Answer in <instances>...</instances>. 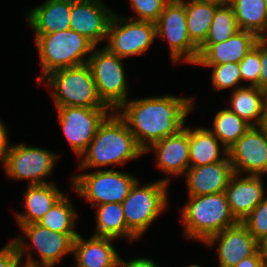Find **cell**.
I'll return each mask as SVG.
<instances>
[{
	"mask_svg": "<svg viewBox=\"0 0 267 267\" xmlns=\"http://www.w3.org/2000/svg\"><path fill=\"white\" fill-rule=\"evenodd\" d=\"M193 108L192 97L165 95L131 100L124 103L117 114L146 151L153 143L183 129L186 116Z\"/></svg>",
	"mask_w": 267,
	"mask_h": 267,
	"instance_id": "1",
	"label": "cell"
},
{
	"mask_svg": "<svg viewBox=\"0 0 267 267\" xmlns=\"http://www.w3.org/2000/svg\"><path fill=\"white\" fill-rule=\"evenodd\" d=\"M145 151L138 145L126 122L112 111L99 125L82 158L79 169H89L113 164L114 167L138 158Z\"/></svg>",
	"mask_w": 267,
	"mask_h": 267,
	"instance_id": "2",
	"label": "cell"
},
{
	"mask_svg": "<svg viewBox=\"0 0 267 267\" xmlns=\"http://www.w3.org/2000/svg\"><path fill=\"white\" fill-rule=\"evenodd\" d=\"M181 213L186 236L202 243L238 222L230 211L225 192L188 196Z\"/></svg>",
	"mask_w": 267,
	"mask_h": 267,
	"instance_id": "3",
	"label": "cell"
},
{
	"mask_svg": "<svg viewBox=\"0 0 267 267\" xmlns=\"http://www.w3.org/2000/svg\"><path fill=\"white\" fill-rule=\"evenodd\" d=\"M35 43L42 65V75L37 79L38 82H42L47 75L58 69L87 63L96 47L86 37L71 29L35 35Z\"/></svg>",
	"mask_w": 267,
	"mask_h": 267,
	"instance_id": "4",
	"label": "cell"
},
{
	"mask_svg": "<svg viewBox=\"0 0 267 267\" xmlns=\"http://www.w3.org/2000/svg\"><path fill=\"white\" fill-rule=\"evenodd\" d=\"M42 81H46L53 89L51 93L56 107H107L98 97L95 81L87 63L58 69Z\"/></svg>",
	"mask_w": 267,
	"mask_h": 267,
	"instance_id": "5",
	"label": "cell"
},
{
	"mask_svg": "<svg viewBox=\"0 0 267 267\" xmlns=\"http://www.w3.org/2000/svg\"><path fill=\"white\" fill-rule=\"evenodd\" d=\"M169 181L167 178L141 186L137 180L121 203L127 228L138 239L166 209Z\"/></svg>",
	"mask_w": 267,
	"mask_h": 267,
	"instance_id": "6",
	"label": "cell"
},
{
	"mask_svg": "<svg viewBox=\"0 0 267 267\" xmlns=\"http://www.w3.org/2000/svg\"><path fill=\"white\" fill-rule=\"evenodd\" d=\"M122 59L103 47L99 50L94 48L87 61L98 97L111 111H117L128 101V85Z\"/></svg>",
	"mask_w": 267,
	"mask_h": 267,
	"instance_id": "7",
	"label": "cell"
},
{
	"mask_svg": "<svg viewBox=\"0 0 267 267\" xmlns=\"http://www.w3.org/2000/svg\"><path fill=\"white\" fill-rule=\"evenodd\" d=\"M138 179L129 173L114 169L81 173L72 178L73 190L86 200L91 207L106 203H122Z\"/></svg>",
	"mask_w": 267,
	"mask_h": 267,
	"instance_id": "8",
	"label": "cell"
},
{
	"mask_svg": "<svg viewBox=\"0 0 267 267\" xmlns=\"http://www.w3.org/2000/svg\"><path fill=\"white\" fill-rule=\"evenodd\" d=\"M184 0H170L156 22V35L169 43L170 56L174 63L182 60L195 64L198 47L188 35Z\"/></svg>",
	"mask_w": 267,
	"mask_h": 267,
	"instance_id": "9",
	"label": "cell"
},
{
	"mask_svg": "<svg viewBox=\"0 0 267 267\" xmlns=\"http://www.w3.org/2000/svg\"><path fill=\"white\" fill-rule=\"evenodd\" d=\"M156 23L127 19L114 13L104 46L120 58L143 54L156 37Z\"/></svg>",
	"mask_w": 267,
	"mask_h": 267,
	"instance_id": "10",
	"label": "cell"
},
{
	"mask_svg": "<svg viewBox=\"0 0 267 267\" xmlns=\"http://www.w3.org/2000/svg\"><path fill=\"white\" fill-rule=\"evenodd\" d=\"M57 159V154L47 149L14 144L8 149L4 169L9 178L30 180L28 185L48 184L45 179L51 175Z\"/></svg>",
	"mask_w": 267,
	"mask_h": 267,
	"instance_id": "11",
	"label": "cell"
},
{
	"mask_svg": "<svg viewBox=\"0 0 267 267\" xmlns=\"http://www.w3.org/2000/svg\"><path fill=\"white\" fill-rule=\"evenodd\" d=\"M70 147L79 158L96 135L99 125L112 112L108 107H56Z\"/></svg>",
	"mask_w": 267,
	"mask_h": 267,
	"instance_id": "12",
	"label": "cell"
},
{
	"mask_svg": "<svg viewBox=\"0 0 267 267\" xmlns=\"http://www.w3.org/2000/svg\"><path fill=\"white\" fill-rule=\"evenodd\" d=\"M228 157L235 174H267V130L264 126H252L228 150ZM242 170V171H241Z\"/></svg>",
	"mask_w": 267,
	"mask_h": 267,
	"instance_id": "13",
	"label": "cell"
},
{
	"mask_svg": "<svg viewBox=\"0 0 267 267\" xmlns=\"http://www.w3.org/2000/svg\"><path fill=\"white\" fill-rule=\"evenodd\" d=\"M25 235L31 240L33 248L38 251L39 259H32L31 253H26L27 261L24 267H53L64 255L72 254L73 239L66 233L54 232L38 223L19 225Z\"/></svg>",
	"mask_w": 267,
	"mask_h": 267,
	"instance_id": "14",
	"label": "cell"
},
{
	"mask_svg": "<svg viewBox=\"0 0 267 267\" xmlns=\"http://www.w3.org/2000/svg\"><path fill=\"white\" fill-rule=\"evenodd\" d=\"M113 15L102 0H72L70 29L97 46L107 38Z\"/></svg>",
	"mask_w": 267,
	"mask_h": 267,
	"instance_id": "15",
	"label": "cell"
},
{
	"mask_svg": "<svg viewBox=\"0 0 267 267\" xmlns=\"http://www.w3.org/2000/svg\"><path fill=\"white\" fill-rule=\"evenodd\" d=\"M220 267H233L241 260L254 255L259 249V242L242 222H237L223 231L210 236L204 243L216 244Z\"/></svg>",
	"mask_w": 267,
	"mask_h": 267,
	"instance_id": "16",
	"label": "cell"
},
{
	"mask_svg": "<svg viewBox=\"0 0 267 267\" xmlns=\"http://www.w3.org/2000/svg\"><path fill=\"white\" fill-rule=\"evenodd\" d=\"M259 42V37L250 31L239 30L224 42L202 44L198 48L196 65H221L239 63Z\"/></svg>",
	"mask_w": 267,
	"mask_h": 267,
	"instance_id": "17",
	"label": "cell"
},
{
	"mask_svg": "<svg viewBox=\"0 0 267 267\" xmlns=\"http://www.w3.org/2000/svg\"><path fill=\"white\" fill-rule=\"evenodd\" d=\"M233 174L229 157L207 165L190 166L185 173L188 196L225 192Z\"/></svg>",
	"mask_w": 267,
	"mask_h": 267,
	"instance_id": "18",
	"label": "cell"
},
{
	"mask_svg": "<svg viewBox=\"0 0 267 267\" xmlns=\"http://www.w3.org/2000/svg\"><path fill=\"white\" fill-rule=\"evenodd\" d=\"M239 177V178H238ZM262 177L257 175L233 174L225 194L230 211L235 219L242 222L243 219L265 198Z\"/></svg>",
	"mask_w": 267,
	"mask_h": 267,
	"instance_id": "19",
	"label": "cell"
},
{
	"mask_svg": "<svg viewBox=\"0 0 267 267\" xmlns=\"http://www.w3.org/2000/svg\"><path fill=\"white\" fill-rule=\"evenodd\" d=\"M154 149L157 155L156 163L167 175H179L187 172L190 167L189 127H184L178 133L153 143L145 153Z\"/></svg>",
	"mask_w": 267,
	"mask_h": 267,
	"instance_id": "20",
	"label": "cell"
},
{
	"mask_svg": "<svg viewBox=\"0 0 267 267\" xmlns=\"http://www.w3.org/2000/svg\"><path fill=\"white\" fill-rule=\"evenodd\" d=\"M114 238L92 235L85 240L80 234L73 241L72 254L76 267H112L119 261V253L112 245Z\"/></svg>",
	"mask_w": 267,
	"mask_h": 267,
	"instance_id": "21",
	"label": "cell"
},
{
	"mask_svg": "<svg viewBox=\"0 0 267 267\" xmlns=\"http://www.w3.org/2000/svg\"><path fill=\"white\" fill-rule=\"evenodd\" d=\"M72 0H46L30 10L27 22L35 35H46L70 29Z\"/></svg>",
	"mask_w": 267,
	"mask_h": 267,
	"instance_id": "22",
	"label": "cell"
},
{
	"mask_svg": "<svg viewBox=\"0 0 267 267\" xmlns=\"http://www.w3.org/2000/svg\"><path fill=\"white\" fill-rule=\"evenodd\" d=\"M230 111L251 126H263L267 112V93L256 86H241L233 90ZM252 121V122H251Z\"/></svg>",
	"mask_w": 267,
	"mask_h": 267,
	"instance_id": "23",
	"label": "cell"
},
{
	"mask_svg": "<svg viewBox=\"0 0 267 267\" xmlns=\"http://www.w3.org/2000/svg\"><path fill=\"white\" fill-rule=\"evenodd\" d=\"M63 195L54 183L28 185L24 195L25 213H16L18 224L37 223Z\"/></svg>",
	"mask_w": 267,
	"mask_h": 267,
	"instance_id": "24",
	"label": "cell"
},
{
	"mask_svg": "<svg viewBox=\"0 0 267 267\" xmlns=\"http://www.w3.org/2000/svg\"><path fill=\"white\" fill-rule=\"evenodd\" d=\"M219 142L208 128H189L190 166L207 165L225 160L228 157V150L223 145L220 146ZM220 154L223 157H220Z\"/></svg>",
	"mask_w": 267,
	"mask_h": 267,
	"instance_id": "25",
	"label": "cell"
},
{
	"mask_svg": "<svg viewBox=\"0 0 267 267\" xmlns=\"http://www.w3.org/2000/svg\"><path fill=\"white\" fill-rule=\"evenodd\" d=\"M219 5L202 0L185 1L188 35L199 48L206 40Z\"/></svg>",
	"mask_w": 267,
	"mask_h": 267,
	"instance_id": "26",
	"label": "cell"
},
{
	"mask_svg": "<svg viewBox=\"0 0 267 267\" xmlns=\"http://www.w3.org/2000/svg\"><path fill=\"white\" fill-rule=\"evenodd\" d=\"M97 232L95 236L119 238L126 237L128 240L138 239L128 228L120 203H106L96 206Z\"/></svg>",
	"mask_w": 267,
	"mask_h": 267,
	"instance_id": "27",
	"label": "cell"
},
{
	"mask_svg": "<svg viewBox=\"0 0 267 267\" xmlns=\"http://www.w3.org/2000/svg\"><path fill=\"white\" fill-rule=\"evenodd\" d=\"M264 0H232L237 25L240 30L260 37L267 29V11Z\"/></svg>",
	"mask_w": 267,
	"mask_h": 267,
	"instance_id": "28",
	"label": "cell"
},
{
	"mask_svg": "<svg viewBox=\"0 0 267 267\" xmlns=\"http://www.w3.org/2000/svg\"><path fill=\"white\" fill-rule=\"evenodd\" d=\"M213 122L214 128L209 130L227 150L252 127L228 108L218 111Z\"/></svg>",
	"mask_w": 267,
	"mask_h": 267,
	"instance_id": "29",
	"label": "cell"
},
{
	"mask_svg": "<svg viewBox=\"0 0 267 267\" xmlns=\"http://www.w3.org/2000/svg\"><path fill=\"white\" fill-rule=\"evenodd\" d=\"M69 200L64 194L37 223L51 231L66 233L74 240L79 235L74 229L77 213Z\"/></svg>",
	"mask_w": 267,
	"mask_h": 267,
	"instance_id": "30",
	"label": "cell"
},
{
	"mask_svg": "<svg viewBox=\"0 0 267 267\" xmlns=\"http://www.w3.org/2000/svg\"><path fill=\"white\" fill-rule=\"evenodd\" d=\"M239 30L232 5H219L215 11L208 36L203 44L224 42Z\"/></svg>",
	"mask_w": 267,
	"mask_h": 267,
	"instance_id": "31",
	"label": "cell"
},
{
	"mask_svg": "<svg viewBox=\"0 0 267 267\" xmlns=\"http://www.w3.org/2000/svg\"><path fill=\"white\" fill-rule=\"evenodd\" d=\"M201 66L213 68L211 81L213 84V88L216 91L231 87L235 90L242 86L240 85L242 79H241L239 63L228 62L221 65H201Z\"/></svg>",
	"mask_w": 267,
	"mask_h": 267,
	"instance_id": "32",
	"label": "cell"
},
{
	"mask_svg": "<svg viewBox=\"0 0 267 267\" xmlns=\"http://www.w3.org/2000/svg\"><path fill=\"white\" fill-rule=\"evenodd\" d=\"M242 223L258 242L267 235V197L243 219Z\"/></svg>",
	"mask_w": 267,
	"mask_h": 267,
	"instance_id": "33",
	"label": "cell"
},
{
	"mask_svg": "<svg viewBox=\"0 0 267 267\" xmlns=\"http://www.w3.org/2000/svg\"><path fill=\"white\" fill-rule=\"evenodd\" d=\"M260 65V42H258L239 62L242 81H250V86L259 88Z\"/></svg>",
	"mask_w": 267,
	"mask_h": 267,
	"instance_id": "34",
	"label": "cell"
},
{
	"mask_svg": "<svg viewBox=\"0 0 267 267\" xmlns=\"http://www.w3.org/2000/svg\"><path fill=\"white\" fill-rule=\"evenodd\" d=\"M170 0H130L131 7L137 14L134 20L156 23Z\"/></svg>",
	"mask_w": 267,
	"mask_h": 267,
	"instance_id": "35",
	"label": "cell"
},
{
	"mask_svg": "<svg viewBox=\"0 0 267 267\" xmlns=\"http://www.w3.org/2000/svg\"><path fill=\"white\" fill-rule=\"evenodd\" d=\"M23 236H17L13 238L7 245L0 250V267H19L21 258L26 252V248L30 247L26 245Z\"/></svg>",
	"mask_w": 267,
	"mask_h": 267,
	"instance_id": "36",
	"label": "cell"
},
{
	"mask_svg": "<svg viewBox=\"0 0 267 267\" xmlns=\"http://www.w3.org/2000/svg\"><path fill=\"white\" fill-rule=\"evenodd\" d=\"M259 89L267 93V48L260 43Z\"/></svg>",
	"mask_w": 267,
	"mask_h": 267,
	"instance_id": "37",
	"label": "cell"
},
{
	"mask_svg": "<svg viewBox=\"0 0 267 267\" xmlns=\"http://www.w3.org/2000/svg\"><path fill=\"white\" fill-rule=\"evenodd\" d=\"M266 265L265 258L259 249L254 255L244 258L233 267H265Z\"/></svg>",
	"mask_w": 267,
	"mask_h": 267,
	"instance_id": "38",
	"label": "cell"
},
{
	"mask_svg": "<svg viewBox=\"0 0 267 267\" xmlns=\"http://www.w3.org/2000/svg\"><path fill=\"white\" fill-rule=\"evenodd\" d=\"M8 132L7 128L0 120V161L3 164V167L6 162L7 153L9 149V141H8Z\"/></svg>",
	"mask_w": 267,
	"mask_h": 267,
	"instance_id": "39",
	"label": "cell"
},
{
	"mask_svg": "<svg viewBox=\"0 0 267 267\" xmlns=\"http://www.w3.org/2000/svg\"><path fill=\"white\" fill-rule=\"evenodd\" d=\"M120 267H159L157 264L150 258H135L130 261L125 262L121 256L119 258Z\"/></svg>",
	"mask_w": 267,
	"mask_h": 267,
	"instance_id": "40",
	"label": "cell"
},
{
	"mask_svg": "<svg viewBox=\"0 0 267 267\" xmlns=\"http://www.w3.org/2000/svg\"><path fill=\"white\" fill-rule=\"evenodd\" d=\"M260 252L265 258L267 264V235L259 242Z\"/></svg>",
	"mask_w": 267,
	"mask_h": 267,
	"instance_id": "41",
	"label": "cell"
},
{
	"mask_svg": "<svg viewBox=\"0 0 267 267\" xmlns=\"http://www.w3.org/2000/svg\"><path fill=\"white\" fill-rule=\"evenodd\" d=\"M202 1L211 2V3L218 4V5H227V4H231L232 0H202Z\"/></svg>",
	"mask_w": 267,
	"mask_h": 267,
	"instance_id": "42",
	"label": "cell"
},
{
	"mask_svg": "<svg viewBox=\"0 0 267 267\" xmlns=\"http://www.w3.org/2000/svg\"><path fill=\"white\" fill-rule=\"evenodd\" d=\"M267 30V29H266ZM259 42L267 48V35L266 33H263L260 37H259Z\"/></svg>",
	"mask_w": 267,
	"mask_h": 267,
	"instance_id": "43",
	"label": "cell"
},
{
	"mask_svg": "<svg viewBox=\"0 0 267 267\" xmlns=\"http://www.w3.org/2000/svg\"><path fill=\"white\" fill-rule=\"evenodd\" d=\"M263 126L267 130V112H266V115H265V120H264V125Z\"/></svg>",
	"mask_w": 267,
	"mask_h": 267,
	"instance_id": "44",
	"label": "cell"
},
{
	"mask_svg": "<svg viewBox=\"0 0 267 267\" xmlns=\"http://www.w3.org/2000/svg\"><path fill=\"white\" fill-rule=\"evenodd\" d=\"M188 267H202V266H200V265H190V266H188Z\"/></svg>",
	"mask_w": 267,
	"mask_h": 267,
	"instance_id": "45",
	"label": "cell"
},
{
	"mask_svg": "<svg viewBox=\"0 0 267 267\" xmlns=\"http://www.w3.org/2000/svg\"><path fill=\"white\" fill-rule=\"evenodd\" d=\"M264 4H265V8H266V11H267V0H264Z\"/></svg>",
	"mask_w": 267,
	"mask_h": 267,
	"instance_id": "46",
	"label": "cell"
},
{
	"mask_svg": "<svg viewBox=\"0 0 267 267\" xmlns=\"http://www.w3.org/2000/svg\"><path fill=\"white\" fill-rule=\"evenodd\" d=\"M112 267H120L119 262L116 265L112 266Z\"/></svg>",
	"mask_w": 267,
	"mask_h": 267,
	"instance_id": "47",
	"label": "cell"
}]
</instances>
